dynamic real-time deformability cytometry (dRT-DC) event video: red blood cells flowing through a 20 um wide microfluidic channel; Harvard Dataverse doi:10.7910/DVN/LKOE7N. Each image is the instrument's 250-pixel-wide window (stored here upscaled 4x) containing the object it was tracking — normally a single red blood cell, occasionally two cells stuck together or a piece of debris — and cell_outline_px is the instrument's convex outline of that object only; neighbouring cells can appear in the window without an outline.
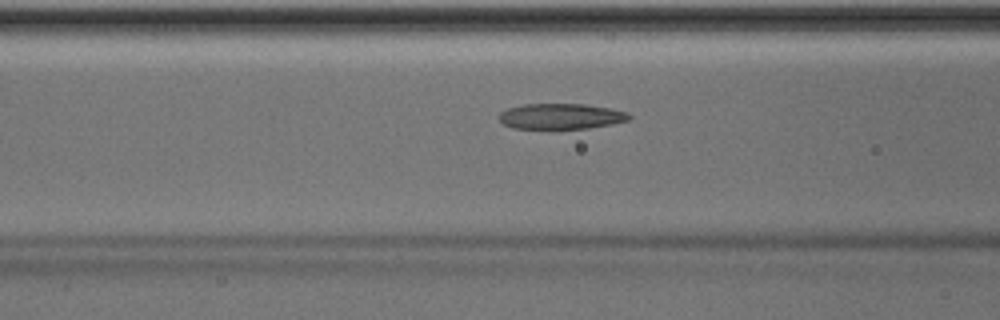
{"species": "Egyptian fruit bat (a non-hibernating species)", "species_latin": "Rousettus aegyptiacus", "temperature_condition": "room temperature", "stored_images_in_passage": 36, "camera_frame_rate_fps": 3000, "um_per_image_px": 0.085, "animal": {"sex": "male"}, "frame": {"image": 1, "passage_image": 6, "time_ms": 1.667, "image_size_px": [1000, 320], "cell_outline_px": [[632, 116], [628, 120], [612, 124], [588, 128], [512, 128], [504, 124], [500, 120], [500, 112], [508, 108], [524, 104], [584, 104], [608, 108], [628, 112]], "centroid_in_image_um": [47.69, 9.88], "position_along_channel_um": 118.9, "area_um2": 19.19}}
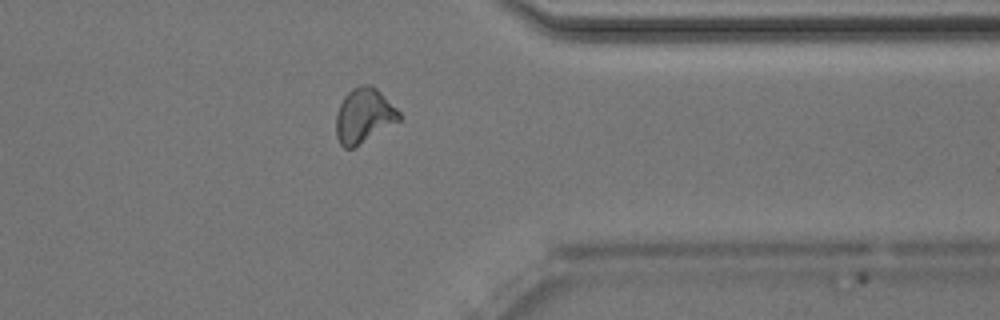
{"frame": {"image": 2, "passage_image": 26, "time_ms": 8.333, "image_size_px": [1000, 320], "cell_outline_px": [[400, 120], [352, 148], [344, 148], [340, 144], [336, 136], [336, 116], [340, 104], [344, 96], [352, 88], [360, 84], [372, 84], [400, 112]], "centroid_in_image_um": [30.9, 9.81], "position_along_channel_um": 380.5, "area_um2": 19.83}, "authors_computed_cell_mechanics": {"area_um2": 19.6809, "velocity_mm_per_s": 4.0362, "shape_relaxation_time_tau1_ms": 4.3752, "shape_relaxation_time_tau2_ms": 3.1589, "deformation_change_tau1": 0.1505, "deformation_change_tau2": 0.1141}}